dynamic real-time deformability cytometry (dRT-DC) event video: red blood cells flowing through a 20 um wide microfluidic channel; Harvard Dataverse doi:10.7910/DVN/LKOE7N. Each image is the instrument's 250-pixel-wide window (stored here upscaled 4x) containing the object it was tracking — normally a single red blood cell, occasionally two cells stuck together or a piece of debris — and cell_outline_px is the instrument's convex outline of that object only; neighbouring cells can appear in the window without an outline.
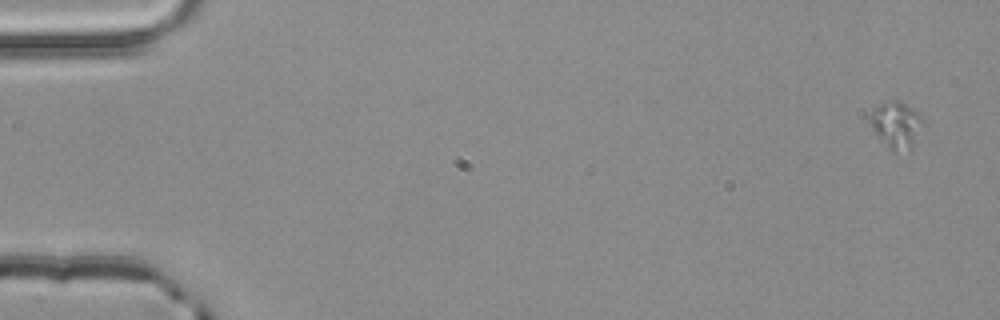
{"species": "common noctule bat (a hibernating species)", "species_latin": "Nyctalus noctula", "temperature_condition": "room temperature", "stored_images_in_passage": 5, "camera_frame_rate_fps": 3000, "um_per_image_px": 0.085, "animal": {"sex": "male", "body_mass_g": 20.4}, "frame": {"image": 1, "passage_image": 1, "time_ms": 0.0, "image_size_px": [1000, 320], "cell_outline_px": [[924, 124], [912, 144], [892, 152], [876, 136], [868, 120], [868, 116], [884, 100], [900, 100], [912, 108], [924, 120]], "centroid_in_image_um": [76.13, 10.55], "position_along_channel_um": 8.9, "area_um2": 14.1}}